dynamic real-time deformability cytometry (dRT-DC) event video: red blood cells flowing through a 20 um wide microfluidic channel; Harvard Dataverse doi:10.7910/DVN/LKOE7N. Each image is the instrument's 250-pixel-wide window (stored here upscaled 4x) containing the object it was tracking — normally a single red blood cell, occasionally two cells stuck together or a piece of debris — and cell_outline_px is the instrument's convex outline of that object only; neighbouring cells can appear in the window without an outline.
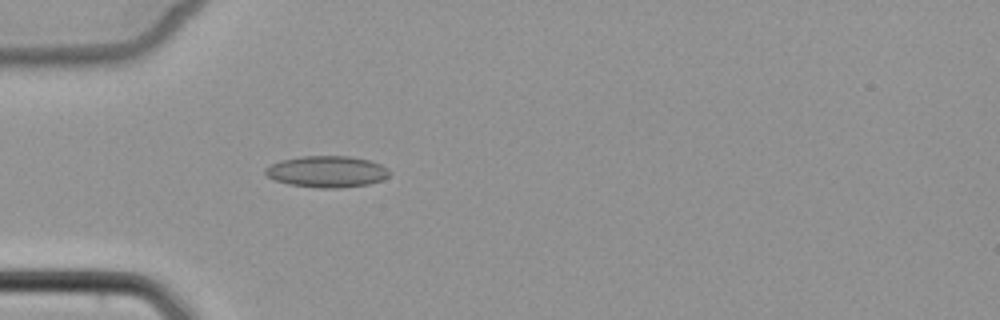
{"species": "common noctule bat (a hibernating species)", "species_latin": "Nyctalus noctula", "temperature_condition": "cold", "stored_images_in_passage": 3, "camera_frame_rate_fps": 3000, "um_per_image_px": 0.085, "animal": {"sex": "female", "body_mass_g": 22.7, "forearm_length_mm": 54.2}, "frame": {"image": 1, "passage_image": 3, "time_ms": 2.333, "image_size_px": [1000, 320], "cell_outline_px": [[392, 172], [388, 176], [380, 180], [368, 184], [340, 188], [320, 188], [288, 184], [276, 180], [268, 176], [264, 172], [264, 168], [280, 160], [300, 156], [348, 156], [368, 160], [380, 164], [388, 168]], "centroid_in_image_um": [27.78, 14.58], "position_along_channel_um": 57.2, "area_um2": 22.72}}